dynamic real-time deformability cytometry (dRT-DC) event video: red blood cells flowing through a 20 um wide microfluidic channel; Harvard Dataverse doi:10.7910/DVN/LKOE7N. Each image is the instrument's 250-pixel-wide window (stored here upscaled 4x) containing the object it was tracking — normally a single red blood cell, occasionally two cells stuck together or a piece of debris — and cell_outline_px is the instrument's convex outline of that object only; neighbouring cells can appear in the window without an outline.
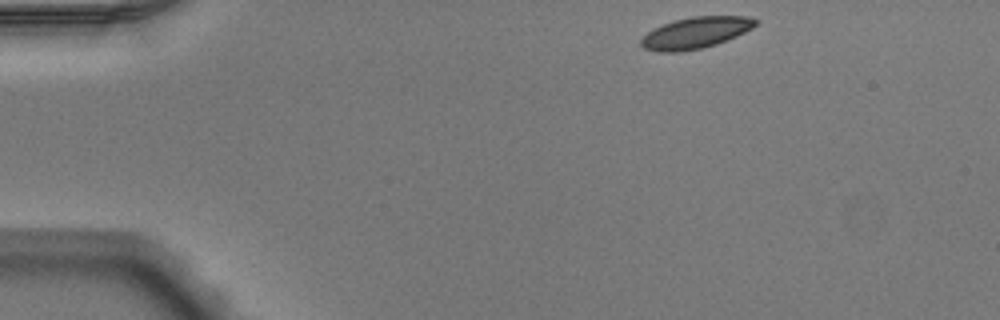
{"species": "Egyptian fruit bat (a non-hibernating species)", "species_latin": "Rousettus aegyptiacus", "temperature_condition": "warm", "stored_images_in_passage": 32, "camera_frame_rate_fps": 3000, "um_per_image_px": 0.085, "animal": {"sex": "male"}, "frame": {"image": 1, "passage_image": 1, "time_ms": 0.0, "image_size_px": [1000, 320], "cell_outline_px": [[756, 24], [752, 28], [736, 36], [716, 44], [700, 48], [680, 52], [656, 52], [644, 48], [640, 44], [640, 40], [648, 32], [664, 24], [676, 20], [692, 16], [748, 16], [756, 20]], "centroid_in_image_um": [59.11, 2.79], "position_along_channel_um": 25.9, "area_um2": 20.63}}
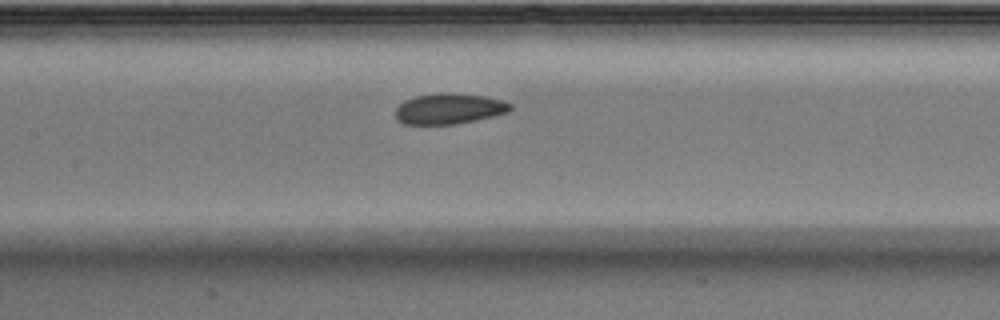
{"frame": {"image": 2, "passage_image": 18, "time_ms": 5.667, "image_size_px": [1000, 320], "cell_outline_px": [[512, 108], [508, 112], [476, 120], [456, 124], [404, 124], [396, 120], [396, 108], [404, 100], [416, 96], [440, 92], [444, 92], [484, 96], [504, 100], [512, 104]], "centroid_in_image_um": [38.17, 9.24], "position_along_channel_um": 169.2, "area_um2": 20.58}}
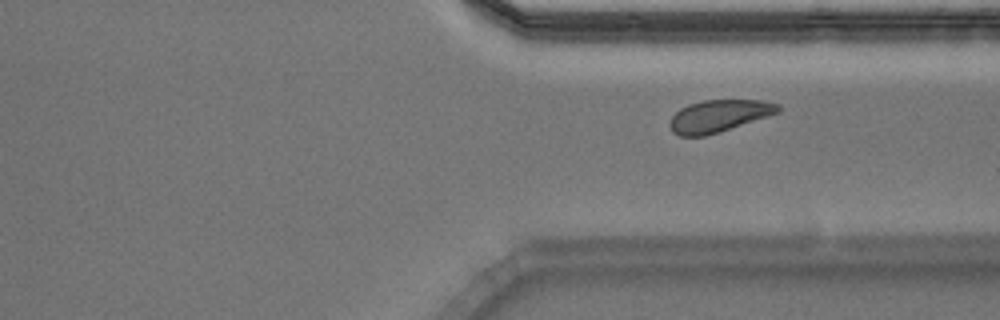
{"frame": {"image": 3, "passage_image": 32, "time_ms": 10.333, "image_size_px": [1000, 320], "cell_outline_px": [[780, 112], [768, 116], [704, 136], [680, 136], [672, 132], [668, 124], [672, 116], [680, 108], [688, 104], [704, 100], [760, 100], [780, 104]], "centroid_in_image_um": [61.07, 9.84], "position_along_channel_um": 350.3, "area_um2": 20.11}}